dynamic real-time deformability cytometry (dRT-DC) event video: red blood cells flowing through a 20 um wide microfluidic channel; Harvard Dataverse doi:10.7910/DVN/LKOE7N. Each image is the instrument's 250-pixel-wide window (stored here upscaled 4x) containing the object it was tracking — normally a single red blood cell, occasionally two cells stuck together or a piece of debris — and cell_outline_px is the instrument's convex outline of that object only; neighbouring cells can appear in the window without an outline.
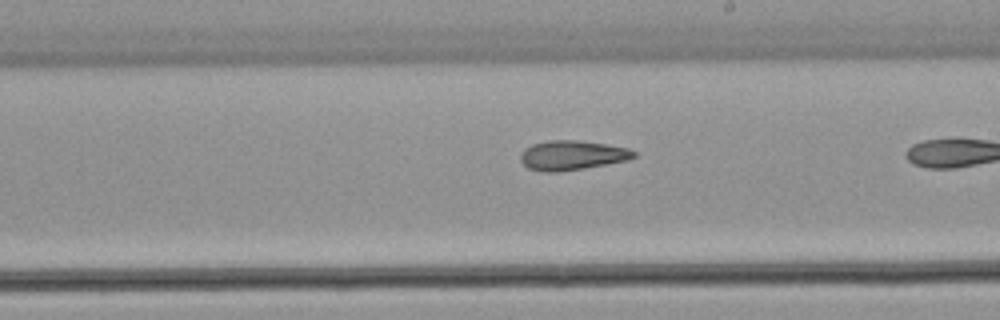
{"species": "common noctule bat (a hibernating species)", "species_latin": "Nyctalus noctula", "temperature_condition": "warm", "stored_images_in_passage": 28, "camera_frame_rate_fps": 3000, "um_per_image_px": 0.085, "animal": {"sex": "male", "body_mass_g": 21.5, "forearm_length_mm": 52.0}, "frame": {"image": 1, "passage_image": 24, "time_ms": 7.667, "image_size_px": [1000, 320], "cell_outline_px": [[636, 156], [628, 160], [584, 168], [560, 172], [544, 172], [528, 168], [520, 160], [520, 156], [524, 148], [532, 144], [548, 140], [576, 140], [604, 144], [628, 148], [636, 152]], "centroid_in_image_um": [48.6, 13.2], "position_along_channel_um": 240.4, "area_um2": 19.48}}